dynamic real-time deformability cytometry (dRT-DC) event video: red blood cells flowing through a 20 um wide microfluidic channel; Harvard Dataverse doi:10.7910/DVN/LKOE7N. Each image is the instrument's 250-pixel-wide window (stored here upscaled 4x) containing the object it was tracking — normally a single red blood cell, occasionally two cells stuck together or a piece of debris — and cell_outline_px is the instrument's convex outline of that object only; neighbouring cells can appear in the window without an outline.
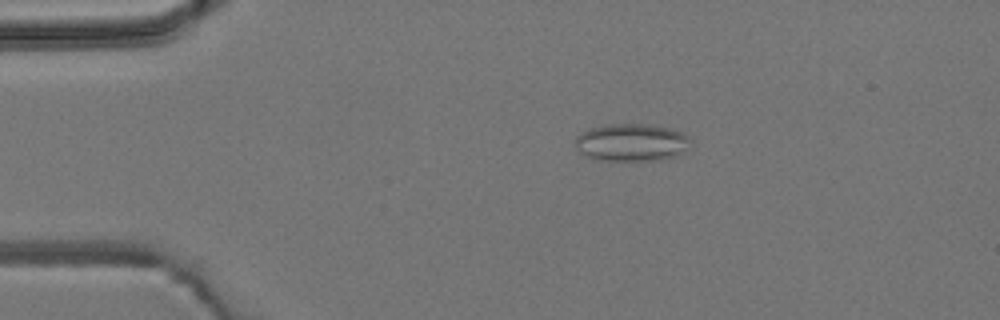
{"species": "common noctule bat (a hibernating species)", "species_latin": "Nyctalus noctula", "temperature_condition": "room temperature", "stored_images_in_passage": 4, "camera_frame_rate_fps": 3000, "um_per_image_px": 0.085, "animal": {"sex": "male", "body_mass_g": 19.2, "forearm_length_mm": 51.8}, "frame": {"image": 1, "passage_image": 3, "time_ms": 2.333, "image_size_px": [1000, 320], "cell_outline_px": [[692, 140], [688, 148], [684, 152], [676, 156], [660, 160], [592, 160], [580, 152], [576, 148], [576, 136], [580, 132], [604, 124], [648, 124], [672, 128], [684, 132]], "centroid_in_image_um": [53.71, 12.1], "position_along_channel_um": 31.3, "area_um2": 25.66}}